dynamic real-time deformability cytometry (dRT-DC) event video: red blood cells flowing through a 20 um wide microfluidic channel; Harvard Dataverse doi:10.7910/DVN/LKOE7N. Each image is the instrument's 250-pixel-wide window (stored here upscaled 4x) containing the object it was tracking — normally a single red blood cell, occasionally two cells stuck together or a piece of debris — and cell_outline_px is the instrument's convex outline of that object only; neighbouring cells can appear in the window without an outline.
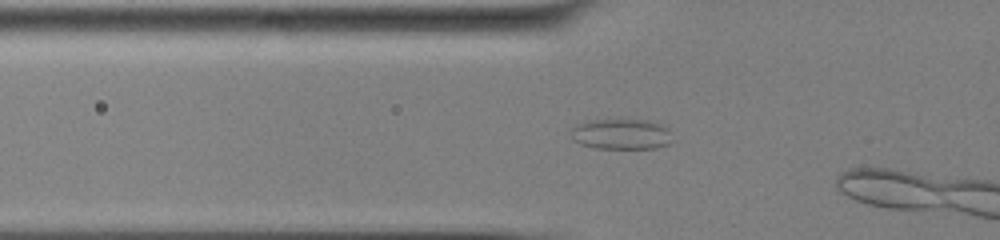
{"species": "common noctule bat (a hibernating species)", "species_latin": "Nyctalus noctula", "temperature_condition": "cold", "stored_images_in_passage": 5, "camera_frame_rate_fps": 3000, "um_per_image_px": 0.085, "animal": {"sex": "male", "body_mass_g": 13.0, "forearm_length_mm": 53.1}, "frame": {"image": 1, "passage_image": 3, "time_ms": 0.667, "image_size_px": [1000, 240], "cell_outline_px": [[676, 140], [668, 144], [656, 148], [596, 148], [580, 144], [572, 140], [572, 128], [576, 124], [584, 120], [648, 120], [664, 124], [668, 128]], "centroid_in_image_um": [52.86, 11.39], "position_along_channel_um": 72.9, "area_um2": 18.44}}